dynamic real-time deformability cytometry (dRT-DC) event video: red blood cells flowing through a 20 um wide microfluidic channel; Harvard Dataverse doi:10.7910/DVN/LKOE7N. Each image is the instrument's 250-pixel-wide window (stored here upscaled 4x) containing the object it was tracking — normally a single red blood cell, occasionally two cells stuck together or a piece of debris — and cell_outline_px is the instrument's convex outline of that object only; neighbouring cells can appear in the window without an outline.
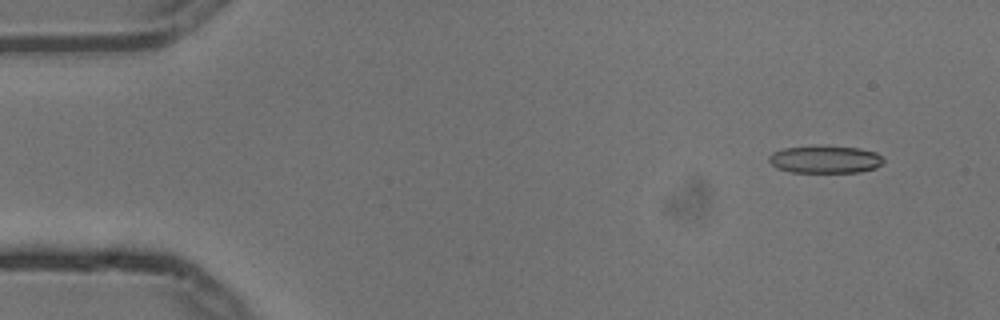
{"species": "common noctule bat (a hibernating species)", "species_latin": "Nyctalus noctula", "temperature_condition": "cold", "stored_images_in_passage": 4, "camera_frame_rate_fps": 3000, "um_per_image_px": 0.085, "animal": {"sex": "male", "body_mass_g": 13.3}, "frame": {"image": 1, "passage_image": 2, "time_ms": 0.333, "image_size_px": [1000, 320], "cell_outline_px": [[884, 160], [876, 168], [860, 172], [792, 172], [776, 168], [768, 160], [768, 156], [772, 152], [784, 148], [816, 144], [820, 144], [860, 148], [876, 152]], "centroid_in_image_um": [70.1, 13.52], "position_along_channel_um": 14.9, "area_um2": 18.84}}